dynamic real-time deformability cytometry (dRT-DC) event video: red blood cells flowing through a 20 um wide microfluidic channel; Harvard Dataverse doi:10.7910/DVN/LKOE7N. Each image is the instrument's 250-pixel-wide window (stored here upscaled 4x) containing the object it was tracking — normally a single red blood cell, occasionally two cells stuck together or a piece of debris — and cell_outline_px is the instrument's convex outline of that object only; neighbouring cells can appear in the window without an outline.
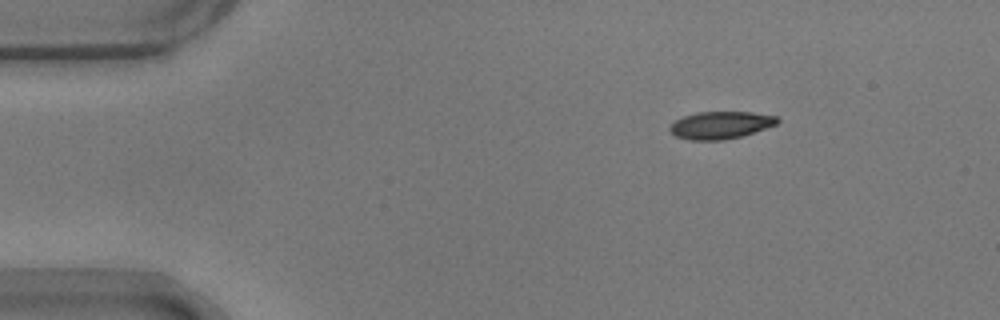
{"species": "common noctule bat (a hibernating species)", "species_latin": "Nyctalus noctula", "temperature_condition": "warm", "stored_images_in_passage": 48, "camera_frame_rate_fps": 3000, "um_per_image_px": 0.085, "animal": {"sex": "male", "body_mass_g": 17.9}, "frame": {"image": 1, "passage_image": 1, "time_ms": 0.0, "image_size_px": [1000, 320], "cell_outline_px": [[780, 120], [776, 124], [740, 136], [724, 140], [688, 140], [676, 136], [668, 128], [676, 120], [684, 116], [696, 112], [752, 112], [776, 116]], "centroid_in_image_um": [61.22, 10.63], "position_along_channel_um": 23.8, "area_um2": 16.94}}
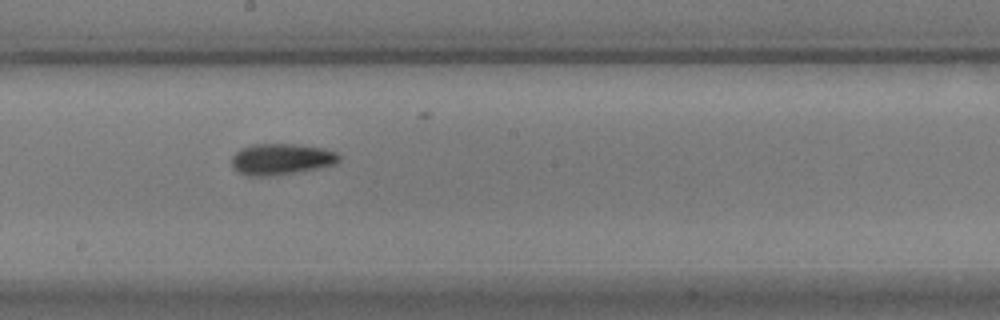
{"frame": {"image": 2, "passage_image": 23, "time_ms": 7.333, "image_size_px": [1000, 320], "cell_outline_px": [[340, 160], [336, 164], [320, 168], [272, 176], [248, 176], [236, 172], [232, 164], [232, 156], [240, 148], [252, 144], [296, 144], [324, 148], [336, 152], [340, 156]], "centroid_in_image_um": [23.9, 13.53], "position_along_channel_um": 224.3, "area_um2": 19.77}}
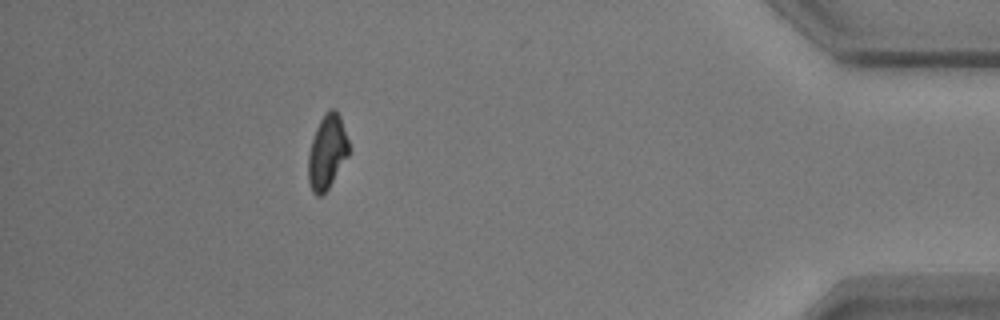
{"frame": {"image": 3, "passage_image": 42, "time_ms": 13.667, "image_size_px": [1000, 320], "cell_outline_px": [[348, 156], [328, 188], [320, 196], [316, 196], [312, 192], [308, 180], [308, 156], [312, 140], [316, 128], [324, 112], [328, 108], [336, 108], [340, 116], [348, 140]], "centroid_in_image_um": [27.79, 12.89], "position_along_channel_um": 407.4, "area_um2": 17.46}, "authors_computed_cell_mechanics": {"area_um2": 18.0914, "velocity_mm_per_s": 3.6991, "shape_relaxation_time_tau1_ms": 3.2716, "shape_relaxation_time_tau2_ms": 3.967, "deformation_change_tau1": 0.1252, "deformation_change_tau2": 0.1101}}